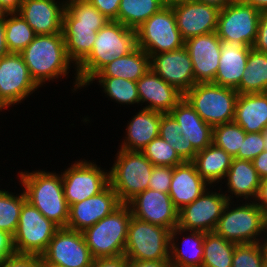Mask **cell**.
Returning a JSON list of instances; mask_svg holds the SVG:
<instances>
[{"label": "cell", "instance_id": "cell-7", "mask_svg": "<svg viewBox=\"0 0 267 267\" xmlns=\"http://www.w3.org/2000/svg\"><path fill=\"white\" fill-rule=\"evenodd\" d=\"M251 202L230 210L232 202L228 201L214 231L236 244L259 243L258 236L267 231V214L255 201Z\"/></svg>", "mask_w": 267, "mask_h": 267}, {"label": "cell", "instance_id": "cell-22", "mask_svg": "<svg viewBox=\"0 0 267 267\" xmlns=\"http://www.w3.org/2000/svg\"><path fill=\"white\" fill-rule=\"evenodd\" d=\"M136 82L140 102L149 103L144 109L169 113L184 98L182 92L164 81L151 68Z\"/></svg>", "mask_w": 267, "mask_h": 267}, {"label": "cell", "instance_id": "cell-19", "mask_svg": "<svg viewBox=\"0 0 267 267\" xmlns=\"http://www.w3.org/2000/svg\"><path fill=\"white\" fill-rule=\"evenodd\" d=\"M172 8L184 41L195 36L216 32L220 13L217 7L189 0Z\"/></svg>", "mask_w": 267, "mask_h": 267}, {"label": "cell", "instance_id": "cell-44", "mask_svg": "<svg viewBox=\"0 0 267 267\" xmlns=\"http://www.w3.org/2000/svg\"><path fill=\"white\" fill-rule=\"evenodd\" d=\"M265 139L263 132L246 133L245 139L239 148L235 158L244 160H253L265 150Z\"/></svg>", "mask_w": 267, "mask_h": 267}, {"label": "cell", "instance_id": "cell-10", "mask_svg": "<svg viewBox=\"0 0 267 267\" xmlns=\"http://www.w3.org/2000/svg\"><path fill=\"white\" fill-rule=\"evenodd\" d=\"M58 229L56 224L26 200L22 205L18 227L13 235L15 253L41 256Z\"/></svg>", "mask_w": 267, "mask_h": 267}, {"label": "cell", "instance_id": "cell-48", "mask_svg": "<svg viewBox=\"0 0 267 267\" xmlns=\"http://www.w3.org/2000/svg\"><path fill=\"white\" fill-rule=\"evenodd\" d=\"M254 50L267 54V11L261 12Z\"/></svg>", "mask_w": 267, "mask_h": 267}, {"label": "cell", "instance_id": "cell-57", "mask_svg": "<svg viewBox=\"0 0 267 267\" xmlns=\"http://www.w3.org/2000/svg\"><path fill=\"white\" fill-rule=\"evenodd\" d=\"M197 2L206 3L217 7L218 9H223L226 5L230 4L234 0H195Z\"/></svg>", "mask_w": 267, "mask_h": 267}, {"label": "cell", "instance_id": "cell-3", "mask_svg": "<svg viewBox=\"0 0 267 267\" xmlns=\"http://www.w3.org/2000/svg\"><path fill=\"white\" fill-rule=\"evenodd\" d=\"M20 53L38 86L69 73L71 60L65 48L63 33L36 35Z\"/></svg>", "mask_w": 267, "mask_h": 267}, {"label": "cell", "instance_id": "cell-40", "mask_svg": "<svg viewBox=\"0 0 267 267\" xmlns=\"http://www.w3.org/2000/svg\"><path fill=\"white\" fill-rule=\"evenodd\" d=\"M245 135L246 132L234 121L224 123L213 127L212 143L235 158Z\"/></svg>", "mask_w": 267, "mask_h": 267}, {"label": "cell", "instance_id": "cell-6", "mask_svg": "<svg viewBox=\"0 0 267 267\" xmlns=\"http://www.w3.org/2000/svg\"><path fill=\"white\" fill-rule=\"evenodd\" d=\"M237 96L236 90L213 82L197 83L184 94L199 116L212 127L234 121Z\"/></svg>", "mask_w": 267, "mask_h": 267}, {"label": "cell", "instance_id": "cell-21", "mask_svg": "<svg viewBox=\"0 0 267 267\" xmlns=\"http://www.w3.org/2000/svg\"><path fill=\"white\" fill-rule=\"evenodd\" d=\"M55 0H23L19 13L36 35L62 33L65 2Z\"/></svg>", "mask_w": 267, "mask_h": 267}, {"label": "cell", "instance_id": "cell-56", "mask_svg": "<svg viewBox=\"0 0 267 267\" xmlns=\"http://www.w3.org/2000/svg\"><path fill=\"white\" fill-rule=\"evenodd\" d=\"M245 4L253 6L260 12L267 11V0H242Z\"/></svg>", "mask_w": 267, "mask_h": 267}, {"label": "cell", "instance_id": "cell-31", "mask_svg": "<svg viewBox=\"0 0 267 267\" xmlns=\"http://www.w3.org/2000/svg\"><path fill=\"white\" fill-rule=\"evenodd\" d=\"M233 157L222 148L211 143L197 152L192 161L200 176L208 183H217L224 179L232 163Z\"/></svg>", "mask_w": 267, "mask_h": 267}, {"label": "cell", "instance_id": "cell-46", "mask_svg": "<svg viewBox=\"0 0 267 267\" xmlns=\"http://www.w3.org/2000/svg\"><path fill=\"white\" fill-rule=\"evenodd\" d=\"M40 256L13 253L0 262V267H39Z\"/></svg>", "mask_w": 267, "mask_h": 267}, {"label": "cell", "instance_id": "cell-16", "mask_svg": "<svg viewBox=\"0 0 267 267\" xmlns=\"http://www.w3.org/2000/svg\"><path fill=\"white\" fill-rule=\"evenodd\" d=\"M132 216L167 229L178 226L179 210L168 193L146 189L127 203Z\"/></svg>", "mask_w": 267, "mask_h": 267}, {"label": "cell", "instance_id": "cell-24", "mask_svg": "<svg viewBox=\"0 0 267 267\" xmlns=\"http://www.w3.org/2000/svg\"><path fill=\"white\" fill-rule=\"evenodd\" d=\"M208 183L197 172L192 161L172 167V180L169 191L174 206L181 210L185 205L192 203L207 188Z\"/></svg>", "mask_w": 267, "mask_h": 267}, {"label": "cell", "instance_id": "cell-45", "mask_svg": "<svg viewBox=\"0 0 267 267\" xmlns=\"http://www.w3.org/2000/svg\"><path fill=\"white\" fill-rule=\"evenodd\" d=\"M172 180V167L154 166L149 179V189L169 193Z\"/></svg>", "mask_w": 267, "mask_h": 267}, {"label": "cell", "instance_id": "cell-54", "mask_svg": "<svg viewBox=\"0 0 267 267\" xmlns=\"http://www.w3.org/2000/svg\"><path fill=\"white\" fill-rule=\"evenodd\" d=\"M9 52L5 38V17L0 18V58L6 56Z\"/></svg>", "mask_w": 267, "mask_h": 267}, {"label": "cell", "instance_id": "cell-1", "mask_svg": "<svg viewBox=\"0 0 267 267\" xmlns=\"http://www.w3.org/2000/svg\"><path fill=\"white\" fill-rule=\"evenodd\" d=\"M138 47L135 29L118 21H108L97 32L90 54L75 68V88L84 87L115 58L125 56Z\"/></svg>", "mask_w": 267, "mask_h": 267}, {"label": "cell", "instance_id": "cell-50", "mask_svg": "<svg viewBox=\"0 0 267 267\" xmlns=\"http://www.w3.org/2000/svg\"><path fill=\"white\" fill-rule=\"evenodd\" d=\"M15 253L13 236L6 231L0 230V262Z\"/></svg>", "mask_w": 267, "mask_h": 267}, {"label": "cell", "instance_id": "cell-32", "mask_svg": "<svg viewBox=\"0 0 267 267\" xmlns=\"http://www.w3.org/2000/svg\"><path fill=\"white\" fill-rule=\"evenodd\" d=\"M236 91L238 94L267 93V54L253 48L249 51L246 70Z\"/></svg>", "mask_w": 267, "mask_h": 267}, {"label": "cell", "instance_id": "cell-53", "mask_svg": "<svg viewBox=\"0 0 267 267\" xmlns=\"http://www.w3.org/2000/svg\"><path fill=\"white\" fill-rule=\"evenodd\" d=\"M255 201L258 202L256 204L267 214V178L261 179Z\"/></svg>", "mask_w": 267, "mask_h": 267}, {"label": "cell", "instance_id": "cell-29", "mask_svg": "<svg viewBox=\"0 0 267 267\" xmlns=\"http://www.w3.org/2000/svg\"><path fill=\"white\" fill-rule=\"evenodd\" d=\"M226 177L229 193L234 194L236 197L244 196V199L249 197L255 200L261 178L253 167L251 160L233 158Z\"/></svg>", "mask_w": 267, "mask_h": 267}, {"label": "cell", "instance_id": "cell-55", "mask_svg": "<svg viewBox=\"0 0 267 267\" xmlns=\"http://www.w3.org/2000/svg\"><path fill=\"white\" fill-rule=\"evenodd\" d=\"M23 0H0V5L7 13H14L20 10Z\"/></svg>", "mask_w": 267, "mask_h": 267}, {"label": "cell", "instance_id": "cell-20", "mask_svg": "<svg viewBox=\"0 0 267 267\" xmlns=\"http://www.w3.org/2000/svg\"><path fill=\"white\" fill-rule=\"evenodd\" d=\"M184 46L192 61L195 84L214 82L221 55V39L217 33L189 38Z\"/></svg>", "mask_w": 267, "mask_h": 267}, {"label": "cell", "instance_id": "cell-17", "mask_svg": "<svg viewBox=\"0 0 267 267\" xmlns=\"http://www.w3.org/2000/svg\"><path fill=\"white\" fill-rule=\"evenodd\" d=\"M122 203L108 184L100 193L69 206L68 229L83 232L117 209Z\"/></svg>", "mask_w": 267, "mask_h": 267}, {"label": "cell", "instance_id": "cell-38", "mask_svg": "<svg viewBox=\"0 0 267 267\" xmlns=\"http://www.w3.org/2000/svg\"><path fill=\"white\" fill-rule=\"evenodd\" d=\"M98 79L101 86L104 88L105 94H107L111 99L121 104H134L140 103L137 90V82L130 81L118 77H92L90 82L93 83L95 79Z\"/></svg>", "mask_w": 267, "mask_h": 267}, {"label": "cell", "instance_id": "cell-58", "mask_svg": "<svg viewBox=\"0 0 267 267\" xmlns=\"http://www.w3.org/2000/svg\"><path fill=\"white\" fill-rule=\"evenodd\" d=\"M187 1H189V0H160L161 4L164 7H173L175 5L185 3Z\"/></svg>", "mask_w": 267, "mask_h": 267}, {"label": "cell", "instance_id": "cell-61", "mask_svg": "<svg viewBox=\"0 0 267 267\" xmlns=\"http://www.w3.org/2000/svg\"><path fill=\"white\" fill-rule=\"evenodd\" d=\"M7 15V12L4 8L0 5V18H4Z\"/></svg>", "mask_w": 267, "mask_h": 267}, {"label": "cell", "instance_id": "cell-25", "mask_svg": "<svg viewBox=\"0 0 267 267\" xmlns=\"http://www.w3.org/2000/svg\"><path fill=\"white\" fill-rule=\"evenodd\" d=\"M252 47L237 41L221 40V55L214 79L215 84L236 90L246 70L247 58Z\"/></svg>", "mask_w": 267, "mask_h": 267}, {"label": "cell", "instance_id": "cell-26", "mask_svg": "<svg viewBox=\"0 0 267 267\" xmlns=\"http://www.w3.org/2000/svg\"><path fill=\"white\" fill-rule=\"evenodd\" d=\"M234 122L246 133L267 128V93L238 94Z\"/></svg>", "mask_w": 267, "mask_h": 267}, {"label": "cell", "instance_id": "cell-62", "mask_svg": "<svg viewBox=\"0 0 267 267\" xmlns=\"http://www.w3.org/2000/svg\"><path fill=\"white\" fill-rule=\"evenodd\" d=\"M264 139H265V150H267V128L263 131Z\"/></svg>", "mask_w": 267, "mask_h": 267}, {"label": "cell", "instance_id": "cell-41", "mask_svg": "<svg viewBox=\"0 0 267 267\" xmlns=\"http://www.w3.org/2000/svg\"><path fill=\"white\" fill-rule=\"evenodd\" d=\"M141 152L154 166L175 167L184 162L174 148L160 137L153 139Z\"/></svg>", "mask_w": 267, "mask_h": 267}, {"label": "cell", "instance_id": "cell-12", "mask_svg": "<svg viewBox=\"0 0 267 267\" xmlns=\"http://www.w3.org/2000/svg\"><path fill=\"white\" fill-rule=\"evenodd\" d=\"M261 12L242 0H234L220 10L216 33L222 41H237L253 47Z\"/></svg>", "mask_w": 267, "mask_h": 267}, {"label": "cell", "instance_id": "cell-63", "mask_svg": "<svg viewBox=\"0 0 267 267\" xmlns=\"http://www.w3.org/2000/svg\"><path fill=\"white\" fill-rule=\"evenodd\" d=\"M7 106L0 100V111L3 110V108L5 109Z\"/></svg>", "mask_w": 267, "mask_h": 267}, {"label": "cell", "instance_id": "cell-33", "mask_svg": "<svg viewBox=\"0 0 267 267\" xmlns=\"http://www.w3.org/2000/svg\"><path fill=\"white\" fill-rule=\"evenodd\" d=\"M189 232H191L190 236L184 237V247L182 249L176 244L174 237H170V267L202 266L204 232L193 230ZM184 248H186L185 251Z\"/></svg>", "mask_w": 267, "mask_h": 267}, {"label": "cell", "instance_id": "cell-52", "mask_svg": "<svg viewBox=\"0 0 267 267\" xmlns=\"http://www.w3.org/2000/svg\"><path fill=\"white\" fill-rule=\"evenodd\" d=\"M127 267H170L169 260L137 261L127 259Z\"/></svg>", "mask_w": 267, "mask_h": 267}, {"label": "cell", "instance_id": "cell-28", "mask_svg": "<svg viewBox=\"0 0 267 267\" xmlns=\"http://www.w3.org/2000/svg\"><path fill=\"white\" fill-rule=\"evenodd\" d=\"M161 112L144 109L130 120L127 126V136L121 145L126 151H140L153 139L159 137Z\"/></svg>", "mask_w": 267, "mask_h": 267}, {"label": "cell", "instance_id": "cell-60", "mask_svg": "<svg viewBox=\"0 0 267 267\" xmlns=\"http://www.w3.org/2000/svg\"><path fill=\"white\" fill-rule=\"evenodd\" d=\"M39 267H61V266L45 262L40 256V265H39Z\"/></svg>", "mask_w": 267, "mask_h": 267}, {"label": "cell", "instance_id": "cell-9", "mask_svg": "<svg viewBox=\"0 0 267 267\" xmlns=\"http://www.w3.org/2000/svg\"><path fill=\"white\" fill-rule=\"evenodd\" d=\"M138 47L151 57L154 54L180 49L185 41L177 27L172 7H163L136 29Z\"/></svg>", "mask_w": 267, "mask_h": 267}, {"label": "cell", "instance_id": "cell-49", "mask_svg": "<svg viewBox=\"0 0 267 267\" xmlns=\"http://www.w3.org/2000/svg\"><path fill=\"white\" fill-rule=\"evenodd\" d=\"M90 267H127V258L125 255L94 258Z\"/></svg>", "mask_w": 267, "mask_h": 267}, {"label": "cell", "instance_id": "cell-47", "mask_svg": "<svg viewBox=\"0 0 267 267\" xmlns=\"http://www.w3.org/2000/svg\"><path fill=\"white\" fill-rule=\"evenodd\" d=\"M121 0H89L110 21H117V15Z\"/></svg>", "mask_w": 267, "mask_h": 267}, {"label": "cell", "instance_id": "cell-13", "mask_svg": "<svg viewBox=\"0 0 267 267\" xmlns=\"http://www.w3.org/2000/svg\"><path fill=\"white\" fill-rule=\"evenodd\" d=\"M61 176L68 206L100 193L109 184V173L86 160L72 164Z\"/></svg>", "mask_w": 267, "mask_h": 267}, {"label": "cell", "instance_id": "cell-39", "mask_svg": "<svg viewBox=\"0 0 267 267\" xmlns=\"http://www.w3.org/2000/svg\"><path fill=\"white\" fill-rule=\"evenodd\" d=\"M25 201L24 191L23 194L15 196L8 191L0 190V230L6 231L12 236L15 234Z\"/></svg>", "mask_w": 267, "mask_h": 267}, {"label": "cell", "instance_id": "cell-18", "mask_svg": "<svg viewBox=\"0 0 267 267\" xmlns=\"http://www.w3.org/2000/svg\"><path fill=\"white\" fill-rule=\"evenodd\" d=\"M150 68L183 94L195 85L192 61L185 46L177 50L152 55Z\"/></svg>", "mask_w": 267, "mask_h": 267}, {"label": "cell", "instance_id": "cell-15", "mask_svg": "<svg viewBox=\"0 0 267 267\" xmlns=\"http://www.w3.org/2000/svg\"><path fill=\"white\" fill-rule=\"evenodd\" d=\"M38 87L21 53L10 52L0 58V100L7 108L24 100Z\"/></svg>", "mask_w": 267, "mask_h": 267}, {"label": "cell", "instance_id": "cell-4", "mask_svg": "<svg viewBox=\"0 0 267 267\" xmlns=\"http://www.w3.org/2000/svg\"><path fill=\"white\" fill-rule=\"evenodd\" d=\"M131 217L129 205L122 203L108 216L82 232L93 258L124 255Z\"/></svg>", "mask_w": 267, "mask_h": 267}, {"label": "cell", "instance_id": "cell-23", "mask_svg": "<svg viewBox=\"0 0 267 267\" xmlns=\"http://www.w3.org/2000/svg\"><path fill=\"white\" fill-rule=\"evenodd\" d=\"M105 25L77 24V20L66 10L63 12L62 33L65 48L71 63L76 67L90 54L97 32Z\"/></svg>", "mask_w": 267, "mask_h": 267}, {"label": "cell", "instance_id": "cell-30", "mask_svg": "<svg viewBox=\"0 0 267 267\" xmlns=\"http://www.w3.org/2000/svg\"><path fill=\"white\" fill-rule=\"evenodd\" d=\"M150 69V56L137 47L133 52L115 58L93 77H118L137 81Z\"/></svg>", "mask_w": 267, "mask_h": 267}, {"label": "cell", "instance_id": "cell-14", "mask_svg": "<svg viewBox=\"0 0 267 267\" xmlns=\"http://www.w3.org/2000/svg\"><path fill=\"white\" fill-rule=\"evenodd\" d=\"M41 258L61 267H90L94 259L83 233L68 228L55 232Z\"/></svg>", "mask_w": 267, "mask_h": 267}, {"label": "cell", "instance_id": "cell-34", "mask_svg": "<svg viewBox=\"0 0 267 267\" xmlns=\"http://www.w3.org/2000/svg\"><path fill=\"white\" fill-rule=\"evenodd\" d=\"M236 243L225 240L215 231L204 232L201 267H232Z\"/></svg>", "mask_w": 267, "mask_h": 267}, {"label": "cell", "instance_id": "cell-36", "mask_svg": "<svg viewBox=\"0 0 267 267\" xmlns=\"http://www.w3.org/2000/svg\"><path fill=\"white\" fill-rule=\"evenodd\" d=\"M159 137L169 143L183 161L194 160L197 151L170 113H161Z\"/></svg>", "mask_w": 267, "mask_h": 267}, {"label": "cell", "instance_id": "cell-51", "mask_svg": "<svg viewBox=\"0 0 267 267\" xmlns=\"http://www.w3.org/2000/svg\"><path fill=\"white\" fill-rule=\"evenodd\" d=\"M253 167L261 179L267 178V150L261 152L252 160Z\"/></svg>", "mask_w": 267, "mask_h": 267}, {"label": "cell", "instance_id": "cell-42", "mask_svg": "<svg viewBox=\"0 0 267 267\" xmlns=\"http://www.w3.org/2000/svg\"><path fill=\"white\" fill-rule=\"evenodd\" d=\"M65 9L77 20V24L106 25L109 21L89 0H66Z\"/></svg>", "mask_w": 267, "mask_h": 267}, {"label": "cell", "instance_id": "cell-59", "mask_svg": "<svg viewBox=\"0 0 267 267\" xmlns=\"http://www.w3.org/2000/svg\"><path fill=\"white\" fill-rule=\"evenodd\" d=\"M263 241H264L263 244L260 242V248H261L262 254H263V264L265 266H267V240L266 241L263 240Z\"/></svg>", "mask_w": 267, "mask_h": 267}, {"label": "cell", "instance_id": "cell-35", "mask_svg": "<svg viewBox=\"0 0 267 267\" xmlns=\"http://www.w3.org/2000/svg\"><path fill=\"white\" fill-rule=\"evenodd\" d=\"M163 7L160 0H121L117 21L136 30Z\"/></svg>", "mask_w": 267, "mask_h": 267}, {"label": "cell", "instance_id": "cell-8", "mask_svg": "<svg viewBox=\"0 0 267 267\" xmlns=\"http://www.w3.org/2000/svg\"><path fill=\"white\" fill-rule=\"evenodd\" d=\"M170 229L131 217L124 255L137 261L169 260Z\"/></svg>", "mask_w": 267, "mask_h": 267}, {"label": "cell", "instance_id": "cell-11", "mask_svg": "<svg viewBox=\"0 0 267 267\" xmlns=\"http://www.w3.org/2000/svg\"><path fill=\"white\" fill-rule=\"evenodd\" d=\"M233 196L226 193L208 191V188L192 203L185 205L179 210L178 226L170 232V237L185 231L211 232L216 229L223 209Z\"/></svg>", "mask_w": 267, "mask_h": 267}, {"label": "cell", "instance_id": "cell-5", "mask_svg": "<svg viewBox=\"0 0 267 267\" xmlns=\"http://www.w3.org/2000/svg\"><path fill=\"white\" fill-rule=\"evenodd\" d=\"M109 173V184L121 203L127 204L148 189L154 165L140 151L120 149Z\"/></svg>", "mask_w": 267, "mask_h": 267}, {"label": "cell", "instance_id": "cell-37", "mask_svg": "<svg viewBox=\"0 0 267 267\" xmlns=\"http://www.w3.org/2000/svg\"><path fill=\"white\" fill-rule=\"evenodd\" d=\"M8 16H10L8 18ZM36 34L30 25L17 13H7L5 16V38L9 52L20 53Z\"/></svg>", "mask_w": 267, "mask_h": 267}, {"label": "cell", "instance_id": "cell-27", "mask_svg": "<svg viewBox=\"0 0 267 267\" xmlns=\"http://www.w3.org/2000/svg\"><path fill=\"white\" fill-rule=\"evenodd\" d=\"M169 113L181 126L197 152L202 151L212 143L213 127L199 116L185 98Z\"/></svg>", "mask_w": 267, "mask_h": 267}, {"label": "cell", "instance_id": "cell-2", "mask_svg": "<svg viewBox=\"0 0 267 267\" xmlns=\"http://www.w3.org/2000/svg\"><path fill=\"white\" fill-rule=\"evenodd\" d=\"M26 200L59 228H66L69 206L66 202L62 176L52 172H20Z\"/></svg>", "mask_w": 267, "mask_h": 267}, {"label": "cell", "instance_id": "cell-43", "mask_svg": "<svg viewBox=\"0 0 267 267\" xmlns=\"http://www.w3.org/2000/svg\"><path fill=\"white\" fill-rule=\"evenodd\" d=\"M263 265L260 242L236 244L232 267H262Z\"/></svg>", "mask_w": 267, "mask_h": 267}]
</instances>
